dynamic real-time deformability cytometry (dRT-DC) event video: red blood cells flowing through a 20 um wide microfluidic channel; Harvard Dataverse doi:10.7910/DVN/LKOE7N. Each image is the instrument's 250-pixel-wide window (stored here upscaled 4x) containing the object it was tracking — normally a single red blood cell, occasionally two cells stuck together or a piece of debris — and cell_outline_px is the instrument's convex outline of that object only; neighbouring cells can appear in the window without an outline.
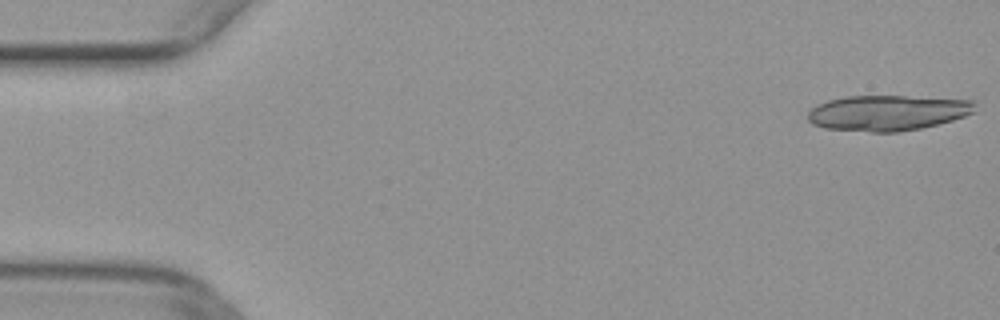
{"species": "common noctule bat (a hibernating species)", "species_latin": "Nyctalus noctula", "temperature_condition": "warm", "stored_images_in_passage": 10, "camera_frame_rate_fps": 3000, "um_per_image_px": 0.085, "animal": {"sex": "female", "body_mass_g": 29.2, "forearm_length_mm": 56.3}, "frame": {"image": 1, "passage_image": 1, "time_ms": 0.0, "image_size_px": [1000, 320], "cell_outline_px": [[976, 112], [952, 120], [920, 128], [896, 132], [872, 132], [824, 128], [812, 124], [808, 120], [808, 112], [816, 104], [828, 100], [848, 96], [904, 96], [976, 100]], "centroid_in_image_um": [75.45, 9.58], "position_along_channel_um": 9.5, "area_um2": 34.68}}